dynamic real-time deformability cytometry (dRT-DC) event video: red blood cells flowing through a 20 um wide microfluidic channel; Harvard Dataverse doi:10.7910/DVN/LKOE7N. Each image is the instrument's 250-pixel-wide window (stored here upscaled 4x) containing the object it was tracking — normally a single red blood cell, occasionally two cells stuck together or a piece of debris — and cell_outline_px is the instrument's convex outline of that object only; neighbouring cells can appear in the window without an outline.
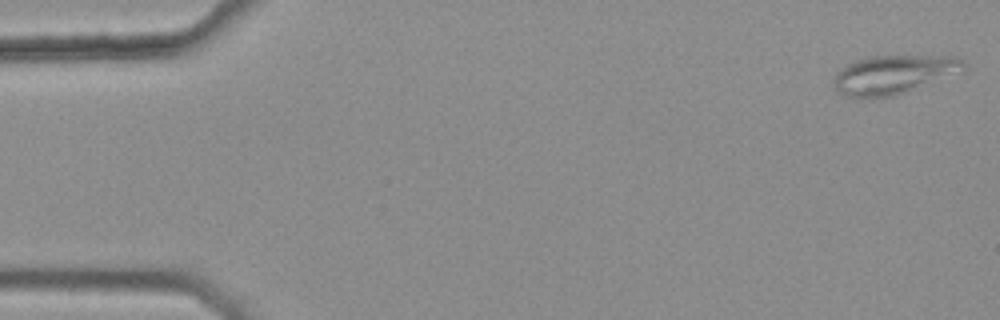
{"species": "common noctule bat (a hibernating species)", "species_latin": "Nyctalus noctula", "temperature_condition": "warm", "stored_images_in_passage": 47, "camera_frame_rate_fps": 3000, "um_per_image_px": 0.085, "animal": {"sex": "female", "body_mass_g": 25.1}, "frame": {"image": 1, "passage_image": 1, "time_ms": 0.0, "image_size_px": [1000, 320], "cell_outline_px": [[968, 64], [964, 72], [908, 92], [896, 96], [844, 96], [836, 92], [832, 88], [832, 84], [836, 72], [848, 64], [856, 60], [868, 56], [956, 56], [964, 60]], "centroid_in_image_um": [76.02, 6.33], "position_along_channel_um": 9.0, "area_um2": 29.88}}
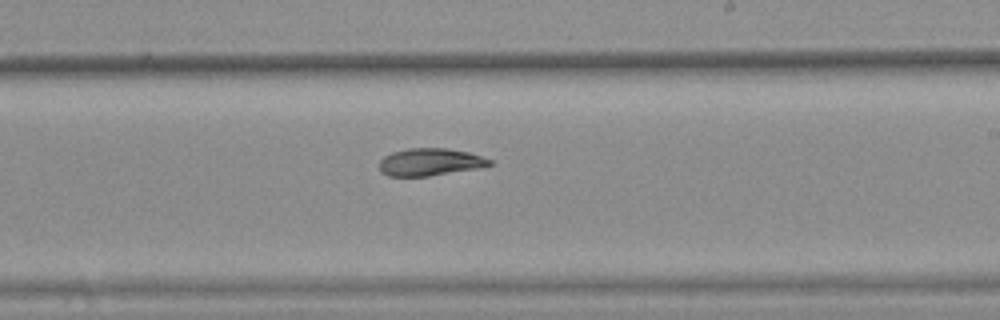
{"frame": {"image": 2, "passage_image": 31, "time_ms": 10.0, "image_size_px": [1000, 320], "cell_outline_px": [[496, 164], [484, 168], [428, 176], [388, 176], [380, 172], [380, 160], [384, 156], [392, 152], [408, 148], [448, 148], [468, 152], [492, 160]], "centroid_in_image_um": [36.61, 13.78], "position_along_channel_um": 252.4, "area_um2": 17.92}}
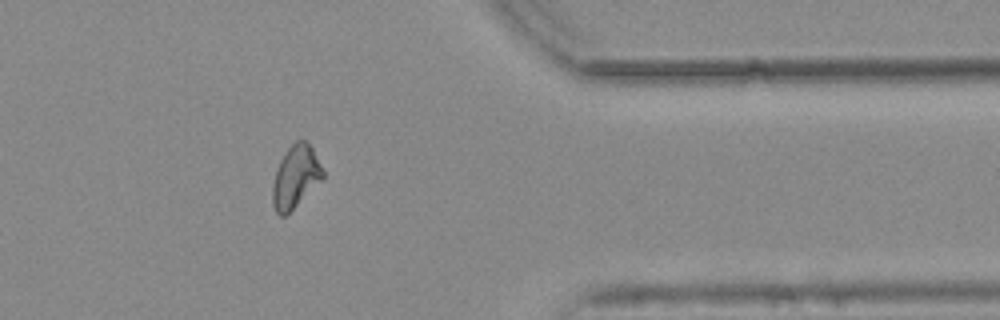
{"frame": {"image": 3, "passage_image": 43, "time_ms": 14.0, "image_size_px": [1000, 320], "cell_outline_px": [[324, 176], [284, 216], [280, 216], [276, 212], [272, 204], [272, 184], [280, 160], [284, 152], [296, 140], [304, 140], [312, 148], [324, 172]], "centroid_in_image_um": [25.08, 15.0], "position_along_channel_um": 386.3, "area_um2": 17.69}, "authors_computed_cell_mechanics": {"area_um2": 18.6694, "velocity_mm_per_s": 3.7738, "shape_relaxation_time_tau1_ms": null, "shape_relaxation_time_tau2_ms": 10.3548, "deformation_change_tau1": null, "deformation_change_tau2": 0.143}}